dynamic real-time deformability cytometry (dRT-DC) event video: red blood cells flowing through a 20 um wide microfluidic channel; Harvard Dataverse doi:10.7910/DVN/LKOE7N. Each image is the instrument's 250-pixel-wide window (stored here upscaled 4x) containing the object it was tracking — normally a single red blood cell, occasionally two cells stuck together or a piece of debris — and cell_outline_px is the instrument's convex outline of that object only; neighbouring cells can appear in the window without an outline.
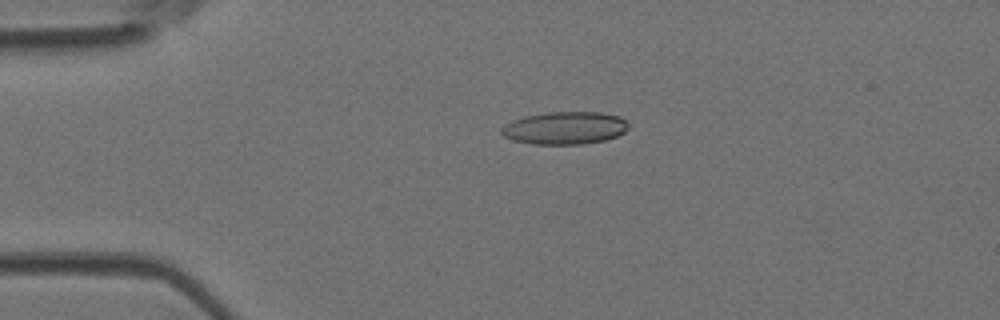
{"species": "Egyptian fruit bat (a non-hibernating species)", "species_latin": "Rousettus aegyptiacus", "temperature_condition": "room temperature", "stored_images_in_passage": 4, "camera_frame_rate_fps": 3000, "um_per_image_px": 0.085, "animal": {"sex": "female"}, "frame": {"image": 1, "passage_image": 2, "time_ms": 0.333, "image_size_px": [1000, 320], "cell_outline_px": [[628, 128], [624, 132], [616, 136], [604, 140], [580, 144], [532, 144], [512, 140], [504, 136], [500, 132], [500, 128], [504, 124], [512, 120], [524, 116], [548, 112], [600, 112], [620, 116], [628, 124]], "centroid_in_image_um": [47.97, 10.87], "position_along_channel_um": 37.0, "area_um2": 24.22}}
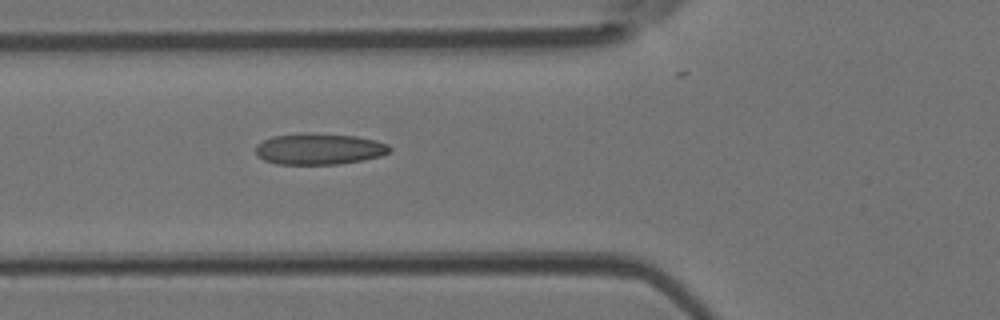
{"frame": {"image": 2, "passage_image": 4, "time_ms": 1.0, "image_size_px": [1000, 320], "cell_outline_px": [[392, 148], [388, 152], [380, 156], [364, 160], [340, 164], [276, 164], [264, 160], [256, 156], [256, 144], [272, 136], [300, 132], [312, 132], [356, 136], [376, 140], [388, 144]], "centroid_in_image_um": [27.11, 12.65], "position_along_channel_um": 98.7, "area_um2": 24.8}}